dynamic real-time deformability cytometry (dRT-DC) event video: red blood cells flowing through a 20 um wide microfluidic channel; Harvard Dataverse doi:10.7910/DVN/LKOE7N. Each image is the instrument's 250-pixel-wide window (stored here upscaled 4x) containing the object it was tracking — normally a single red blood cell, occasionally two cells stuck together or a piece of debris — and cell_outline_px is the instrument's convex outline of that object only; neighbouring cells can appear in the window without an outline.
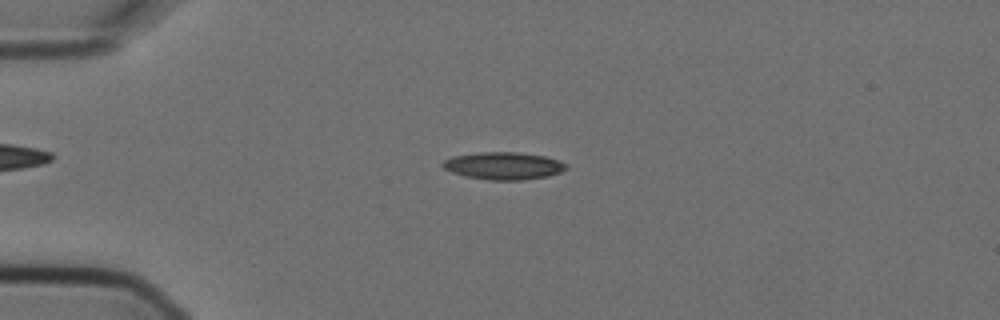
{"species": "Egyptian fruit bat (a non-hibernating species)", "species_latin": "Rousettus aegyptiacus", "temperature_condition": "cold", "stored_images_in_passage": 6, "camera_frame_rate_fps": 3000, "um_per_image_px": 0.085, "animal": {"sex": "female"}, "frame": {"image": 1, "passage_image": 4, "time_ms": 1.0, "image_size_px": [1000, 320], "cell_outline_px": [[568, 168], [560, 172], [548, 176], [524, 180], [488, 180], [464, 176], [452, 172], [444, 168], [440, 164], [444, 160], [452, 156], [480, 152], [516, 152], [544, 156], [568, 164]], "centroid_in_image_um": [42.78, 14.1], "position_along_channel_um": 42.2, "area_um2": 19.77}}
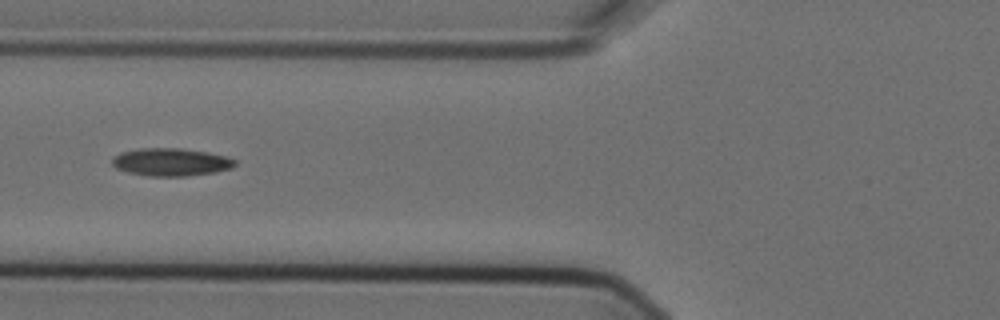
{"frame": {"image": 2, "passage_image": 6, "time_ms": 1.667, "image_size_px": [1000, 320], "cell_outline_px": [[236, 164], [232, 168], [216, 172], [184, 176], [148, 176], [128, 172], [116, 168], [112, 164], [112, 160], [120, 152], [140, 148], [180, 148], [208, 152], [228, 156], [236, 160]], "centroid_in_image_um": [14.56, 13.77], "position_along_channel_um": 111.2, "area_um2": 19.94}}